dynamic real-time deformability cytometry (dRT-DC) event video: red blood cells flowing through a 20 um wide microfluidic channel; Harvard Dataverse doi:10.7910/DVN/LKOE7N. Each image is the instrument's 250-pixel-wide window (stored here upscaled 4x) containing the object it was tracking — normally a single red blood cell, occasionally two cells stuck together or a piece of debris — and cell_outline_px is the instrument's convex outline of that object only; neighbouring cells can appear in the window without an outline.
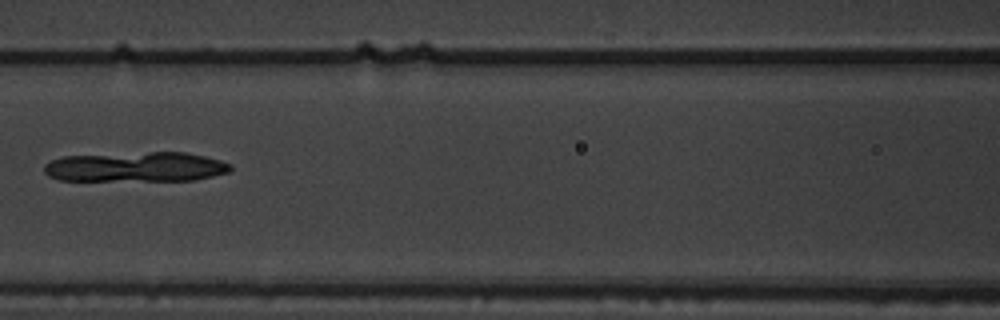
{"species": "common noctule bat (a hibernating species)", "species_latin": "Nyctalus noctula", "temperature_condition": "warm", "stored_images_in_passage": 8, "camera_frame_rate_fps": 3000, "um_per_image_px": 0.085, "animal": {"sex": "male", "body_mass_g": 19.5, "forearm_length_mm": 54.6}, "frame": {"image": 1, "passage_image": 8, "time_ms": 2.333, "image_size_px": [1000, 320], "cell_outline_px": [[232, 168], [228, 172], [196, 180], [56, 180], [48, 176], [44, 172], [44, 164], [52, 160], [64, 156], [152, 152], [184, 152], [204, 156], [220, 160], [232, 164]], "centroid_in_image_um": [11.55, 14.19], "position_along_channel_um": 155.1, "area_um2": 32.31}}